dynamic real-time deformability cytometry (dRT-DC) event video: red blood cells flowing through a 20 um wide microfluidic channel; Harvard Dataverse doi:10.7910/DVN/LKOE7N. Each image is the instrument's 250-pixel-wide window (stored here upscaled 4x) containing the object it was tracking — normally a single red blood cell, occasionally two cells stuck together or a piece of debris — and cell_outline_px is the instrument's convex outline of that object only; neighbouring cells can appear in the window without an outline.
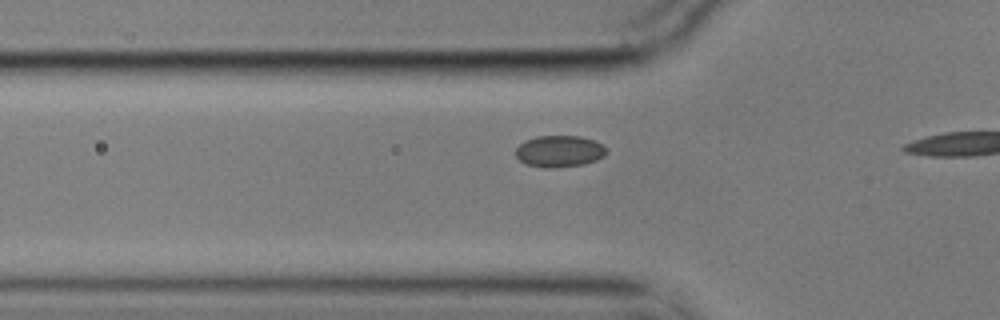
{"species": "common noctule bat (a hibernating species)", "species_latin": "Nyctalus noctula", "temperature_condition": "cold", "stored_images_in_passage": 6, "camera_frame_rate_fps": 3000, "um_per_image_px": 0.085, "animal": {"sex": "male", "body_mass_g": 17.9}, "frame": {"image": 1, "passage_image": 4, "time_ms": 1.0, "image_size_px": [1000, 320], "cell_outline_px": [[608, 152], [604, 156], [596, 160], [584, 164], [556, 168], [544, 168], [524, 164], [516, 156], [516, 148], [524, 140], [536, 136], [580, 136], [592, 140], [608, 148]], "centroid_in_image_um": [47.54, 12.86], "position_along_channel_um": 78.3, "area_um2": 16.88}}